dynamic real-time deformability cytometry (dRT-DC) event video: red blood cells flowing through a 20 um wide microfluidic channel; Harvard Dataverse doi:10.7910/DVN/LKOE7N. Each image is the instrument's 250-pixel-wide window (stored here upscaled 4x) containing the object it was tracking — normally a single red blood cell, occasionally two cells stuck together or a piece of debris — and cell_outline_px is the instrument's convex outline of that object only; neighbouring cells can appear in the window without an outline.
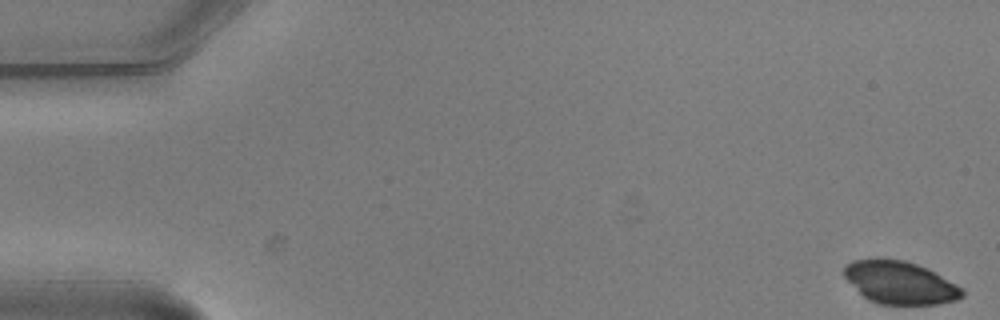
{"species": "common noctule bat (a hibernating species)", "species_latin": "Nyctalus noctula", "temperature_condition": "warm", "stored_images_in_passage": 5, "camera_frame_rate_fps": 3000, "um_per_image_px": 0.085, "animal": {"sex": "male", "body_mass_g": 20.5, "forearm_length_mm": 52.5}, "frame": {"image": 1, "passage_image": 1, "time_ms": 0.0, "image_size_px": [1000, 320], "cell_outline_px": [[964, 296], [956, 300], [940, 304], [880, 304], [868, 300], [844, 276], [844, 264], [852, 260], [904, 260], [928, 268], [936, 272], [964, 288]], "centroid_in_image_um": [76.56, 24.04], "position_along_channel_um": 8.4, "area_um2": 29.19}}